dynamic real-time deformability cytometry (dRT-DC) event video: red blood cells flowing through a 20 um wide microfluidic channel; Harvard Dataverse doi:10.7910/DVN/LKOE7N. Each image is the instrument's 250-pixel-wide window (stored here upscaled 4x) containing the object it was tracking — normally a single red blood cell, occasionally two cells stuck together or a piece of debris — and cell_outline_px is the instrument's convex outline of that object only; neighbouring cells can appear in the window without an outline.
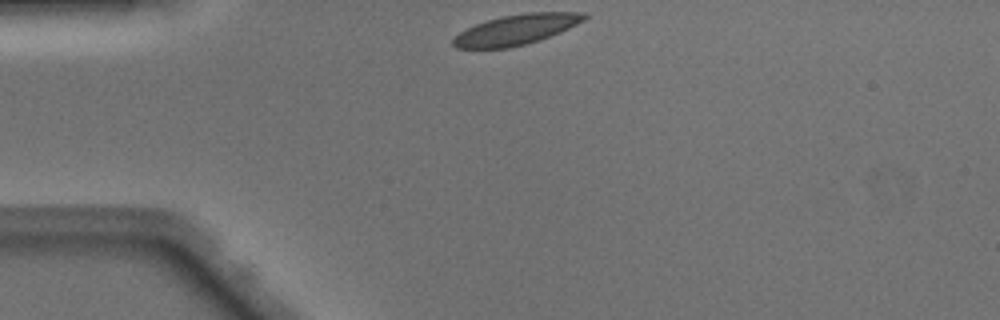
{"species": "Egyptian fruit bat (a non-hibernating species)", "species_latin": "Rousettus aegyptiacus", "temperature_condition": "warm", "stored_images_in_passage": 38, "camera_frame_rate_fps": 3000, "um_per_image_px": 0.085, "animal": {"sex": "male"}, "frame": {"image": 1, "passage_image": 1, "time_ms": 0.0, "image_size_px": [1000, 320], "cell_outline_px": [[588, 16], [584, 20], [560, 32], [524, 44], [508, 48], [456, 48], [452, 44], [452, 40], [460, 32], [476, 24], [488, 20], [504, 16], [524, 12], [584, 12]], "centroid_in_image_um": [43.88, 2.51], "position_along_channel_um": 41.1, "area_um2": 22.66}}
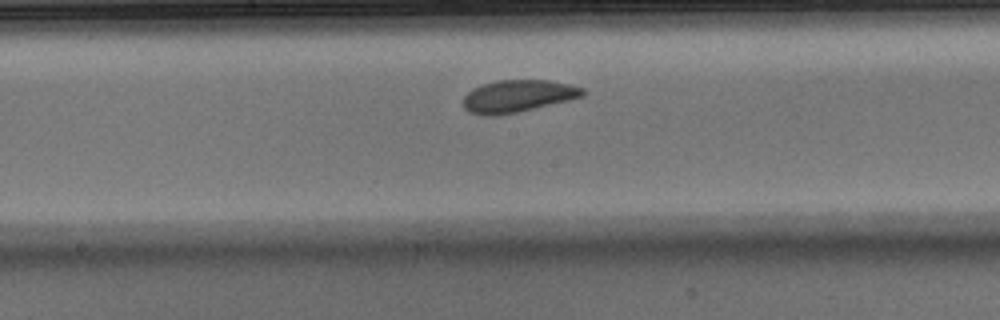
{"frame": {"image": 2, "passage_image": 15, "time_ms": 4.667, "image_size_px": [1000, 320], "cell_outline_px": [[584, 96], [568, 100], [516, 112], [496, 116], [484, 116], [468, 112], [464, 108], [464, 96], [472, 88], [496, 80], [548, 80], [568, 84], [584, 88]], "centroid_in_image_um": [43.98, 8.17], "position_along_channel_um": 204.2, "area_um2": 22.31}}
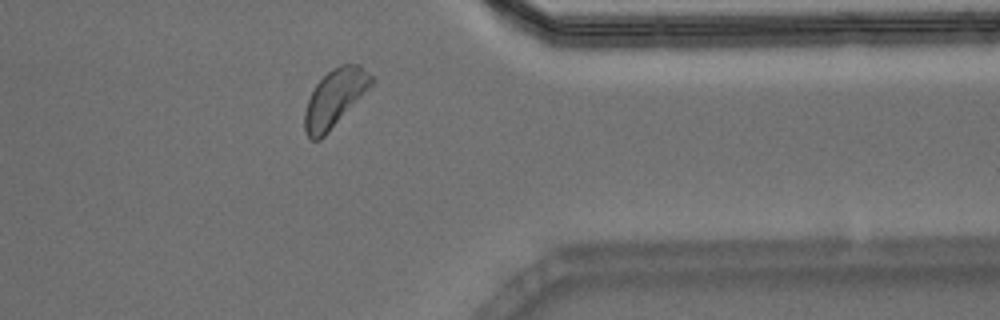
{"frame": {"image": 3, "passage_image": 29, "time_ms": 9.333, "image_size_px": [1000, 320], "cell_outline_px": [[376, 80], [328, 132], [320, 140], [312, 140], [304, 132], [304, 112], [308, 100], [316, 84], [332, 68], [340, 64], [360, 64]], "centroid_in_image_um": [28.44, 8.33], "position_along_channel_um": 383.0, "area_um2": 22.02}, "authors_computed_cell_mechanics": {"area_um2": 22.5709, "velocity_mm_per_s": 4.0478, "shape_relaxation_time_tau1_ms": 2.7349, "shape_relaxation_time_tau2_ms": 1.4323, "deformation_change_tau1": 0.085, "deformation_change_tau2": 0.0432}}